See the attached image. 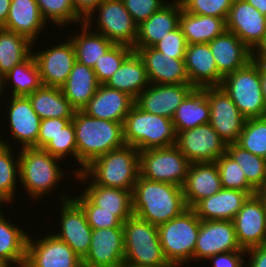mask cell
<instances>
[{"label": "cell", "mask_w": 266, "mask_h": 267, "mask_svg": "<svg viewBox=\"0 0 266 267\" xmlns=\"http://www.w3.org/2000/svg\"><path fill=\"white\" fill-rule=\"evenodd\" d=\"M187 208L182 187L152 181L139 174L132 190L134 216L159 226L180 215Z\"/></svg>", "instance_id": "1"}, {"label": "cell", "mask_w": 266, "mask_h": 267, "mask_svg": "<svg viewBox=\"0 0 266 267\" xmlns=\"http://www.w3.org/2000/svg\"><path fill=\"white\" fill-rule=\"evenodd\" d=\"M72 122L77 144V165H80L72 170L75 180L76 174L82 172L91 161L123 147L125 142L123 123L90 117L81 110L75 111Z\"/></svg>", "instance_id": "2"}, {"label": "cell", "mask_w": 266, "mask_h": 267, "mask_svg": "<svg viewBox=\"0 0 266 267\" xmlns=\"http://www.w3.org/2000/svg\"><path fill=\"white\" fill-rule=\"evenodd\" d=\"M140 174L139 151L124 145L91 161L75 179L79 184L133 190ZM90 177V178H89Z\"/></svg>", "instance_id": "3"}, {"label": "cell", "mask_w": 266, "mask_h": 267, "mask_svg": "<svg viewBox=\"0 0 266 267\" xmlns=\"http://www.w3.org/2000/svg\"><path fill=\"white\" fill-rule=\"evenodd\" d=\"M19 151V183L24 187L27 196L33 199L31 202L37 200L39 203V199L54 193L61 182L67 181L64 178L67 175L62 171L66 167L60 168L62 160L43 148L24 147Z\"/></svg>", "instance_id": "4"}, {"label": "cell", "mask_w": 266, "mask_h": 267, "mask_svg": "<svg viewBox=\"0 0 266 267\" xmlns=\"http://www.w3.org/2000/svg\"><path fill=\"white\" fill-rule=\"evenodd\" d=\"M123 137L125 145L138 151L173 146L177 141L172 119L145 112L136 104L123 122Z\"/></svg>", "instance_id": "5"}, {"label": "cell", "mask_w": 266, "mask_h": 267, "mask_svg": "<svg viewBox=\"0 0 266 267\" xmlns=\"http://www.w3.org/2000/svg\"><path fill=\"white\" fill-rule=\"evenodd\" d=\"M124 263L139 267H172L165 259L158 226L136 216L123 223Z\"/></svg>", "instance_id": "6"}, {"label": "cell", "mask_w": 266, "mask_h": 267, "mask_svg": "<svg viewBox=\"0 0 266 267\" xmlns=\"http://www.w3.org/2000/svg\"><path fill=\"white\" fill-rule=\"evenodd\" d=\"M201 220L192 208L158 226L165 259L172 267H182L194 261V250Z\"/></svg>", "instance_id": "7"}, {"label": "cell", "mask_w": 266, "mask_h": 267, "mask_svg": "<svg viewBox=\"0 0 266 267\" xmlns=\"http://www.w3.org/2000/svg\"><path fill=\"white\" fill-rule=\"evenodd\" d=\"M221 88L246 119L266 116L259 63L251 60L245 67L227 74L223 77Z\"/></svg>", "instance_id": "8"}, {"label": "cell", "mask_w": 266, "mask_h": 267, "mask_svg": "<svg viewBox=\"0 0 266 267\" xmlns=\"http://www.w3.org/2000/svg\"><path fill=\"white\" fill-rule=\"evenodd\" d=\"M191 162L176 145L139 151V171L143 178L182 187Z\"/></svg>", "instance_id": "9"}, {"label": "cell", "mask_w": 266, "mask_h": 267, "mask_svg": "<svg viewBox=\"0 0 266 267\" xmlns=\"http://www.w3.org/2000/svg\"><path fill=\"white\" fill-rule=\"evenodd\" d=\"M84 23L93 31L103 34L114 44L134 47L138 25L126 10L122 0H103L84 20ZM93 26L95 29L91 28Z\"/></svg>", "instance_id": "10"}, {"label": "cell", "mask_w": 266, "mask_h": 267, "mask_svg": "<svg viewBox=\"0 0 266 267\" xmlns=\"http://www.w3.org/2000/svg\"><path fill=\"white\" fill-rule=\"evenodd\" d=\"M59 194L57 201L59 200L60 206L58 207L60 208V221L58 222L60 229L59 233H53L83 259L89 252L93 229L88 224L82 207L67 192H59Z\"/></svg>", "instance_id": "11"}, {"label": "cell", "mask_w": 266, "mask_h": 267, "mask_svg": "<svg viewBox=\"0 0 266 267\" xmlns=\"http://www.w3.org/2000/svg\"><path fill=\"white\" fill-rule=\"evenodd\" d=\"M209 100V124L226 143H237L246 118L221 86L204 87Z\"/></svg>", "instance_id": "12"}, {"label": "cell", "mask_w": 266, "mask_h": 267, "mask_svg": "<svg viewBox=\"0 0 266 267\" xmlns=\"http://www.w3.org/2000/svg\"><path fill=\"white\" fill-rule=\"evenodd\" d=\"M176 146L191 162H215L226 152V143L207 123L177 134Z\"/></svg>", "instance_id": "13"}, {"label": "cell", "mask_w": 266, "mask_h": 267, "mask_svg": "<svg viewBox=\"0 0 266 267\" xmlns=\"http://www.w3.org/2000/svg\"><path fill=\"white\" fill-rule=\"evenodd\" d=\"M244 250L237 239L233 222L230 220L201 221L194 250V260H208L220 253Z\"/></svg>", "instance_id": "14"}, {"label": "cell", "mask_w": 266, "mask_h": 267, "mask_svg": "<svg viewBox=\"0 0 266 267\" xmlns=\"http://www.w3.org/2000/svg\"><path fill=\"white\" fill-rule=\"evenodd\" d=\"M28 236L26 264L29 267H78L80 258L71 247L53 233L32 239Z\"/></svg>", "instance_id": "15"}, {"label": "cell", "mask_w": 266, "mask_h": 267, "mask_svg": "<svg viewBox=\"0 0 266 267\" xmlns=\"http://www.w3.org/2000/svg\"><path fill=\"white\" fill-rule=\"evenodd\" d=\"M33 52L43 85L60 88L67 80L76 61L75 50L69 38L57 45Z\"/></svg>", "instance_id": "16"}, {"label": "cell", "mask_w": 266, "mask_h": 267, "mask_svg": "<svg viewBox=\"0 0 266 267\" xmlns=\"http://www.w3.org/2000/svg\"><path fill=\"white\" fill-rule=\"evenodd\" d=\"M5 99L8 103L5 113L7 122V130L9 129L10 137L14 143L19 144L21 148L35 147L37 148V140L39 135L40 117L34 111L32 103L28 96H10ZM9 127V128H8ZM12 135V136H11ZM16 140V142H15Z\"/></svg>", "instance_id": "17"}, {"label": "cell", "mask_w": 266, "mask_h": 267, "mask_svg": "<svg viewBox=\"0 0 266 267\" xmlns=\"http://www.w3.org/2000/svg\"><path fill=\"white\" fill-rule=\"evenodd\" d=\"M226 29L253 51L266 36V16L244 0H233Z\"/></svg>", "instance_id": "18"}, {"label": "cell", "mask_w": 266, "mask_h": 267, "mask_svg": "<svg viewBox=\"0 0 266 267\" xmlns=\"http://www.w3.org/2000/svg\"><path fill=\"white\" fill-rule=\"evenodd\" d=\"M194 89L191 84H151L135 99L145 112L172 119L176 109Z\"/></svg>", "instance_id": "19"}, {"label": "cell", "mask_w": 266, "mask_h": 267, "mask_svg": "<svg viewBox=\"0 0 266 267\" xmlns=\"http://www.w3.org/2000/svg\"><path fill=\"white\" fill-rule=\"evenodd\" d=\"M232 222L244 250L266 245V211L256 195L248 198Z\"/></svg>", "instance_id": "20"}, {"label": "cell", "mask_w": 266, "mask_h": 267, "mask_svg": "<svg viewBox=\"0 0 266 267\" xmlns=\"http://www.w3.org/2000/svg\"><path fill=\"white\" fill-rule=\"evenodd\" d=\"M143 60L151 84H191L184 59H175L154 47L133 48Z\"/></svg>", "instance_id": "21"}, {"label": "cell", "mask_w": 266, "mask_h": 267, "mask_svg": "<svg viewBox=\"0 0 266 267\" xmlns=\"http://www.w3.org/2000/svg\"><path fill=\"white\" fill-rule=\"evenodd\" d=\"M84 262L102 267H119L124 262L123 227L93 229Z\"/></svg>", "instance_id": "22"}, {"label": "cell", "mask_w": 266, "mask_h": 267, "mask_svg": "<svg viewBox=\"0 0 266 267\" xmlns=\"http://www.w3.org/2000/svg\"><path fill=\"white\" fill-rule=\"evenodd\" d=\"M135 104V99L125 92L100 84L82 112L94 118L123 123Z\"/></svg>", "instance_id": "23"}, {"label": "cell", "mask_w": 266, "mask_h": 267, "mask_svg": "<svg viewBox=\"0 0 266 267\" xmlns=\"http://www.w3.org/2000/svg\"><path fill=\"white\" fill-rule=\"evenodd\" d=\"M187 76L194 88L221 86L223 76L208 43L188 44L185 52Z\"/></svg>", "instance_id": "24"}, {"label": "cell", "mask_w": 266, "mask_h": 267, "mask_svg": "<svg viewBox=\"0 0 266 267\" xmlns=\"http://www.w3.org/2000/svg\"><path fill=\"white\" fill-rule=\"evenodd\" d=\"M182 5L179 0H169L159 11L137 27V38L133 48L153 47L169 32L179 26Z\"/></svg>", "instance_id": "25"}, {"label": "cell", "mask_w": 266, "mask_h": 267, "mask_svg": "<svg viewBox=\"0 0 266 267\" xmlns=\"http://www.w3.org/2000/svg\"><path fill=\"white\" fill-rule=\"evenodd\" d=\"M182 189L188 208H192L198 201L219 192L222 185L215 162L191 163Z\"/></svg>", "instance_id": "26"}, {"label": "cell", "mask_w": 266, "mask_h": 267, "mask_svg": "<svg viewBox=\"0 0 266 267\" xmlns=\"http://www.w3.org/2000/svg\"><path fill=\"white\" fill-rule=\"evenodd\" d=\"M208 44L217 70L223 77L245 67L252 60V50L227 30Z\"/></svg>", "instance_id": "27"}, {"label": "cell", "mask_w": 266, "mask_h": 267, "mask_svg": "<svg viewBox=\"0 0 266 267\" xmlns=\"http://www.w3.org/2000/svg\"><path fill=\"white\" fill-rule=\"evenodd\" d=\"M250 196L246 191L222 188L210 197L198 201L192 209L201 221H232Z\"/></svg>", "instance_id": "28"}, {"label": "cell", "mask_w": 266, "mask_h": 267, "mask_svg": "<svg viewBox=\"0 0 266 267\" xmlns=\"http://www.w3.org/2000/svg\"><path fill=\"white\" fill-rule=\"evenodd\" d=\"M46 26L47 22L43 19L36 0H11L9 14L2 28L26 36L33 42L34 49L38 37L48 28Z\"/></svg>", "instance_id": "29"}, {"label": "cell", "mask_w": 266, "mask_h": 267, "mask_svg": "<svg viewBox=\"0 0 266 267\" xmlns=\"http://www.w3.org/2000/svg\"><path fill=\"white\" fill-rule=\"evenodd\" d=\"M99 86L100 83L94 70L75 61L66 82L60 89L76 110H82L94 96Z\"/></svg>", "instance_id": "30"}, {"label": "cell", "mask_w": 266, "mask_h": 267, "mask_svg": "<svg viewBox=\"0 0 266 267\" xmlns=\"http://www.w3.org/2000/svg\"><path fill=\"white\" fill-rule=\"evenodd\" d=\"M210 121V106L205 88H194L176 109L172 118L176 133Z\"/></svg>", "instance_id": "31"}, {"label": "cell", "mask_w": 266, "mask_h": 267, "mask_svg": "<svg viewBox=\"0 0 266 267\" xmlns=\"http://www.w3.org/2000/svg\"><path fill=\"white\" fill-rule=\"evenodd\" d=\"M105 85L125 92L136 99L150 85L143 60L136 52H133Z\"/></svg>", "instance_id": "32"}, {"label": "cell", "mask_w": 266, "mask_h": 267, "mask_svg": "<svg viewBox=\"0 0 266 267\" xmlns=\"http://www.w3.org/2000/svg\"><path fill=\"white\" fill-rule=\"evenodd\" d=\"M81 192L97 207L103 211L114 212L123 223L132 217V191L110 188L100 185H88Z\"/></svg>", "instance_id": "33"}, {"label": "cell", "mask_w": 266, "mask_h": 267, "mask_svg": "<svg viewBox=\"0 0 266 267\" xmlns=\"http://www.w3.org/2000/svg\"><path fill=\"white\" fill-rule=\"evenodd\" d=\"M179 27L187 44L209 43L226 29V20L213 16L191 14L181 9Z\"/></svg>", "instance_id": "34"}, {"label": "cell", "mask_w": 266, "mask_h": 267, "mask_svg": "<svg viewBox=\"0 0 266 267\" xmlns=\"http://www.w3.org/2000/svg\"><path fill=\"white\" fill-rule=\"evenodd\" d=\"M0 85L3 96L6 95L3 91L6 93L10 87V96H28L39 89L43 83L34 56L31 54L21 64L14 66L1 78Z\"/></svg>", "instance_id": "35"}, {"label": "cell", "mask_w": 266, "mask_h": 267, "mask_svg": "<svg viewBox=\"0 0 266 267\" xmlns=\"http://www.w3.org/2000/svg\"><path fill=\"white\" fill-rule=\"evenodd\" d=\"M81 32H74L71 40L74 50L76 61L84 64L93 69L95 63L101 59L114 43L107 39L103 34L93 32L85 23L80 24ZM77 34V35H76Z\"/></svg>", "instance_id": "36"}, {"label": "cell", "mask_w": 266, "mask_h": 267, "mask_svg": "<svg viewBox=\"0 0 266 267\" xmlns=\"http://www.w3.org/2000/svg\"><path fill=\"white\" fill-rule=\"evenodd\" d=\"M40 119L73 118L76 109L69 103L60 88L42 85L28 95Z\"/></svg>", "instance_id": "37"}, {"label": "cell", "mask_w": 266, "mask_h": 267, "mask_svg": "<svg viewBox=\"0 0 266 267\" xmlns=\"http://www.w3.org/2000/svg\"><path fill=\"white\" fill-rule=\"evenodd\" d=\"M3 214L0 215V259L20 267L26 262L29 233L11 223Z\"/></svg>", "instance_id": "38"}, {"label": "cell", "mask_w": 266, "mask_h": 267, "mask_svg": "<svg viewBox=\"0 0 266 267\" xmlns=\"http://www.w3.org/2000/svg\"><path fill=\"white\" fill-rule=\"evenodd\" d=\"M32 44L26 36L0 28V79L32 54Z\"/></svg>", "instance_id": "39"}, {"label": "cell", "mask_w": 266, "mask_h": 267, "mask_svg": "<svg viewBox=\"0 0 266 267\" xmlns=\"http://www.w3.org/2000/svg\"><path fill=\"white\" fill-rule=\"evenodd\" d=\"M2 144L0 147V196L11 206V204L14 205L13 202L17 198L15 197L17 195L16 188L18 187V182H20V179H18L20 178L19 149H17L16 155L14 153L15 150L12 149L13 144L8 139H2Z\"/></svg>", "instance_id": "40"}, {"label": "cell", "mask_w": 266, "mask_h": 267, "mask_svg": "<svg viewBox=\"0 0 266 267\" xmlns=\"http://www.w3.org/2000/svg\"><path fill=\"white\" fill-rule=\"evenodd\" d=\"M226 153L239 164L248 183L255 190L266 182V159L243 149L237 143L228 144Z\"/></svg>", "instance_id": "41"}, {"label": "cell", "mask_w": 266, "mask_h": 267, "mask_svg": "<svg viewBox=\"0 0 266 267\" xmlns=\"http://www.w3.org/2000/svg\"><path fill=\"white\" fill-rule=\"evenodd\" d=\"M43 19L56 27H68L74 23H84V19L75 11L72 0H36ZM49 21V22H48ZM71 23V24H70Z\"/></svg>", "instance_id": "42"}, {"label": "cell", "mask_w": 266, "mask_h": 267, "mask_svg": "<svg viewBox=\"0 0 266 267\" xmlns=\"http://www.w3.org/2000/svg\"><path fill=\"white\" fill-rule=\"evenodd\" d=\"M237 144L266 159V116L246 119Z\"/></svg>", "instance_id": "43"}, {"label": "cell", "mask_w": 266, "mask_h": 267, "mask_svg": "<svg viewBox=\"0 0 266 267\" xmlns=\"http://www.w3.org/2000/svg\"><path fill=\"white\" fill-rule=\"evenodd\" d=\"M215 164L218 167L222 188L242 190L251 196L255 195V189L248 183L239 164L226 152L220 156Z\"/></svg>", "instance_id": "44"}, {"label": "cell", "mask_w": 266, "mask_h": 267, "mask_svg": "<svg viewBox=\"0 0 266 267\" xmlns=\"http://www.w3.org/2000/svg\"><path fill=\"white\" fill-rule=\"evenodd\" d=\"M133 52L130 46L114 44L93 67L98 82L105 84Z\"/></svg>", "instance_id": "45"}, {"label": "cell", "mask_w": 266, "mask_h": 267, "mask_svg": "<svg viewBox=\"0 0 266 267\" xmlns=\"http://www.w3.org/2000/svg\"><path fill=\"white\" fill-rule=\"evenodd\" d=\"M81 195L72 198L82 207L88 224L92 229H105L123 227V222L114 215V212H107L95 206L81 191Z\"/></svg>", "instance_id": "46"}, {"label": "cell", "mask_w": 266, "mask_h": 267, "mask_svg": "<svg viewBox=\"0 0 266 267\" xmlns=\"http://www.w3.org/2000/svg\"><path fill=\"white\" fill-rule=\"evenodd\" d=\"M43 149L52 156L64 160V162L70 154L77 162V144L73 122L71 121L61 129Z\"/></svg>", "instance_id": "47"}, {"label": "cell", "mask_w": 266, "mask_h": 267, "mask_svg": "<svg viewBox=\"0 0 266 267\" xmlns=\"http://www.w3.org/2000/svg\"><path fill=\"white\" fill-rule=\"evenodd\" d=\"M182 9L191 14L227 20L233 0H179Z\"/></svg>", "instance_id": "48"}, {"label": "cell", "mask_w": 266, "mask_h": 267, "mask_svg": "<svg viewBox=\"0 0 266 267\" xmlns=\"http://www.w3.org/2000/svg\"><path fill=\"white\" fill-rule=\"evenodd\" d=\"M187 42L180 27L169 32L162 40L153 47L168 56L175 59H185Z\"/></svg>", "instance_id": "49"}, {"label": "cell", "mask_w": 266, "mask_h": 267, "mask_svg": "<svg viewBox=\"0 0 266 267\" xmlns=\"http://www.w3.org/2000/svg\"><path fill=\"white\" fill-rule=\"evenodd\" d=\"M126 10L134 22L139 25L155 12L159 11L169 1L165 0H122Z\"/></svg>", "instance_id": "50"}, {"label": "cell", "mask_w": 266, "mask_h": 267, "mask_svg": "<svg viewBox=\"0 0 266 267\" xmlns=\"http://www.w3.org/2000/svg\"><path fill=\"white\" fill-rule=\"evenodd\" d=\"M72 118H49L40 121L37 148H44L61 129L68 125Z\"/></svg>", "instance_id": "51"}, {"label": "cell", "mask_w": 266, "mask_h": 267, "mask_svg": "<svg viewBox=\"0 0 266 267\" xmlns=\"http://www.w3.org/2000/svg\"><path fill=\"white\" fill-rule=\"evenodd\" d=\"M246 251H231L220 253L210 257L212 267H244L246 263ZM245 258V260H244Z\"/></svg>", "instance_id": "52"}, {"label": "cell", "mask_w": 266, "mask_h": 267, "mask_svg": "<svg viewBox=\"0 0 266 267\" xmlns=\"http://www.w3.org/2000/svg\"><path fill=\"white\" fill-rule=\"evenodd\" d=\"M245 267H266V245L252 247L246 250Z\"/></svg>", "instance_id": "53"}, {"label": "cell", "mask_w": 266, "mask_h": 267, "mask_svg": "<svg viewBox=\"0 0 266 267\" xmlns=\"http://www.w3.org/2000/svg\"><path fill=\"white\" fill-rule=\"evenodd\" d=\"M103 0H72L75 11L85 20Z\"/></svg>", "instance_id": "54"}, {"label": "cell", "mask_w": 266, "mask_h": 267, "mask_svg": "<svg viewBox=\"0 0 266 267\" xmlns=\"http://www.w3.org/2000/svg\"><path fill=\"white\" fill-rule=\"evenodd\" d=\"M252 60L256 63L266 65V36L252 51Z\"/></svg>", "instance_id": "55"}, {"label": "cell", "mask_w": 266, "mask_h": 267, "mask_svg": "<svg viewBox=\"0 0 266 267\" xmlns=\"http://www.w3.org/2000/svg\"><path fill=\"white\" fill-rule=\"evenodd\" d=\"M11 0H0V28H2L7 20Z\"/></svg>", "instance_id": "56"}, {"label": "cell", "mask_w": 266, "mask_h": 267, "mask_svg": "<svg viewBox=\"0 0 266 267\" xmlns=\"http://www.w3.org/2000/svg\"><path fill=\"white\" fill-rule=\"evenodd\" d=\"M259 77L261 81V89H262L264 103L266 105V65L260 63H259Z\"/></svg>", "instance_id": "57"}, {"label": "cell", "mask_w": 266, "mask_h": 267, "mask_svg": "<svg viewBox=\"0 0 266 267\" xmlns=\"http://www.w3.org/2000/svg\"><path fill=\"white\" fill-rule=\"evenodd\" d=\"M266 16V0H244Z\"/></svg>", "instance_id": "58"}, {"label": "cell", "mask_w": 266, "mask_h": 267, "mask_svg": "<svg viewBox=\"0 0 266 267\" xmlns=\"http://www.w3.org/2000/svg\"><path fill=\"white\" fill-rule=\"evenodd\" d=\"M255 195L262 202L266 211V182L255 191Z\"/></svg>", "instance_id": "59"}, {"label": "cell", "mask_w": 266, "mask_h": 267, "mask_svg": "<svg viewBox=\"0 0 266 267\" xmlns=\"http://www.w3.org/2000/svg\"><path fill=\"white\" fill-rule=\"evenodd\" d=\"M8 206L9 205V203L5 200V199H3L1 196H0V215L2 214V213H4V210L2 209V207H4V206ZM3 211V212H2Z\"/></svg>", "instance_id": "60"}, {"label": "cell", "mask_w": 266, "mask_h": 267, "mask_svg": "<svg viewBox=\"0 0 266 267\" xmlns=\"http://www.w3.org/2000/svg\"><path fill=\"white\" fill-rule=\"evenodd\" d=\"M78 267H102V266H97V265H91V264H88L86 262H84L83 260L80 262L79 266Z\"/></svg>", "instance_id": "61"}, {"label": "cell", "mask_w": 266, "mask_h": 267, "mask_svg": "<svg viewBox=\"0 0 266 267\" xmlns=\"http://www.w3.org/2000/svg\"><path fill=\"white\" fill-rule=\"evenodd\" d=\"M0 267H14L11 264L7 263L6 261L0 259Z\"/></svg>", "instance_id": "62"}, {"label": "cell", "mask_w": 266, "mask_h": 267, "mask_svg": "<svg viewBox=\"0 0 266 267\" xmlns=\"http://www.w3.org/2000/svg\"><path fill=\"white\" fill-rule=\"evenodd\" d=\"M119 267H139V266H134V265H131V264H126V263H122Z\"/></svg>", "instance_id": "63"}, {"label": "cell", "mask_w": 266, "mask_h": 267, "mask_svg": "<svg viewBox=\"0 0 266 267\" xmlns=\"http://www.w3.org/2000/svg\"><path fill=\"white\" fill-rule=\"evenodd\" d=\"M2 98V92H1V85H0V99ZM3 99H5V97L3 96V98L0 101H3Z\"/></svg>", "instance_id": "64"}, {"label": "cell", "mask_w": 266, "mask_h": 267, "mask_svg": "<svg viewBox=\"0 0 266 267\" xmlns=\"http://www.w3.org/2000/svg\"><path fill=\"white\" fill-rule=\"evenodd\" d=\"M20 267H29L26 263H23Z\"/></svg>", "instance_id": "65"}, {"label": "cell", "mask_w": 266, "mask_h": 267, "mask_svg": "<svg viewBox=\"0 0 266 267\" xmlns=\"http://www.w3.org/2000/svg\"><path fill=\"white\" fill-rule=\"evenodd\" d=\"M2 138H4V137H2V136L0 137V147L3 145L2 144Z\"/></svg>", "instance_id": "66"}]
</instances>
